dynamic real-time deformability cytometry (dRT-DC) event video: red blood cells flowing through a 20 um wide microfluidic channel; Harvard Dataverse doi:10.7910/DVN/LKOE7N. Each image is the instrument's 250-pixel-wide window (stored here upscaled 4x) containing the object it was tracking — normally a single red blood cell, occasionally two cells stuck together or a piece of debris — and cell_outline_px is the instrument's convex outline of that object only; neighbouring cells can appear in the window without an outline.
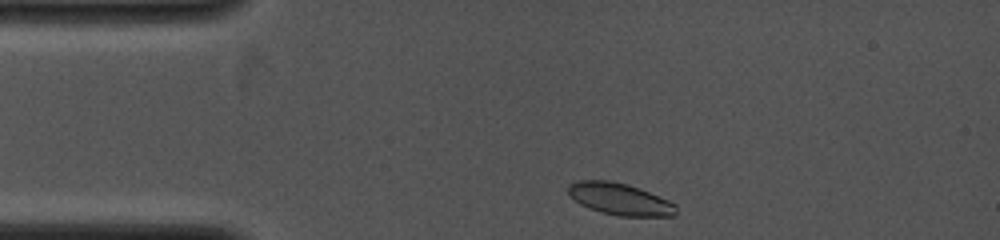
{"species": "common noctule bat (a hibernating species)", "species_latin": "Nyctalus noctula", "temperature_condition": "cold", "stored_images_in_passage": 32, "camera_frame_rate_fps": 4000, "um_per_image_px": 0.085, "animal": {"sex": "female", "body_mass_g": 19.0, "forearm_length_mm": 53.3}, "frame": {"image": 1, "passage_image": 1, "time_ms": 0.0, "image_size_px": [1000, 240], "cell_outline_px": [[676, 216], [620, 216], [600, 212], [588, 208], [580, 204], [568, 192], [568, 184], [576, 180], [608, 180], [628, 184], [668, 200], [676, 204]], "centroid_in_image_um": [52.68, 16.92], "position_along_channel_um": 32.3, "area_um2": 20.0}}
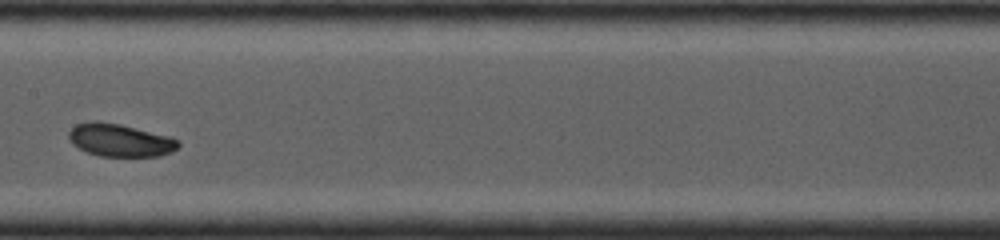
{"frame": {"image": 2, "passage_image": 15, "time_ms": 4.75, "image_size_px": [1000, 240], "cell_outline_px": [[180, 144], [172, 152], [160, 156], [100, 156], [88, 152], [72, 144], [68, 136], [68, 132], [76, 124], [92, 120], [96, 120], [120, 124], [172, 136], [180, 140]], "centroid_in_image_um": [10.23, 11.9], "position_along_channel_um": 197.2, "area_um2": 21.1}}
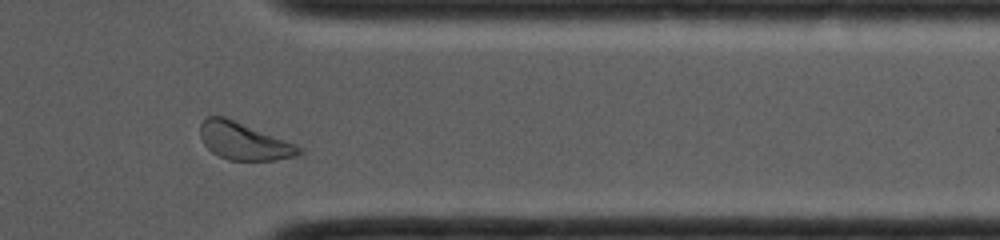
{"frame": {"image": 3, "passage_image": 28, "time_ms": 9.25, "image_size_px": [1000, 240], "cell_outline_px": [[304, 152], [300, 156], [276, 160], [228, 160], [212, 152], [204, 144], [200, 136], [200, 124], [208, 116], [224, 116], [296, 144]], "centroid_in_image_um": [20.75, 12.01], "position_along_channel_um": 390.7, "area_um2": 21.44}}